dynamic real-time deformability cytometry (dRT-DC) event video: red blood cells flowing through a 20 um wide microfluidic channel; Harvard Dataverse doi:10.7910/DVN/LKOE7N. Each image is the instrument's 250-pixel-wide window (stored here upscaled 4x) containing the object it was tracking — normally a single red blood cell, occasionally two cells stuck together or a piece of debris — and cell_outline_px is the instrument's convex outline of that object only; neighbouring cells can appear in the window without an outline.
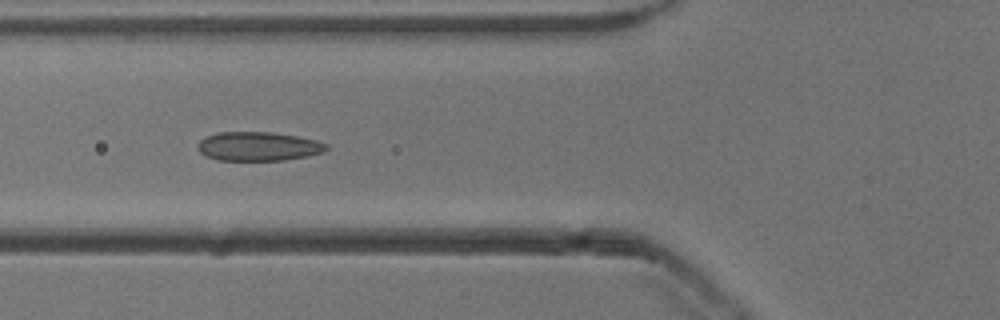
{"species": "common noctule bat (a hibernating species)", "species_latin": "Nyctalus noctula", "temperature_condition": "cold", "stored_images_in_passage": 20, "camera_frame_rate_fps": 3000, "um_per_image_px": 0.085, "animal": {"sex": "male", "body_mass_g": 13.3}, "frame": {"image": 1, "passage_image": 6, "time_ms": 1.667, "image_size_px": [1000, 320], "cell_outline_px": [[328, 148], [324, 152], [308, 156], [284, 160], [220, 160], [208, 156], [200, 152], [196, 148], [200, 140], [208, 136], [220, 132], [272, 132], [296, 136], [316, 140], [328, 144]], "centroid_in_image_um": [21.99, 12.44], "position_along_channel_um": 103.8, "area_um2": 21.62}}
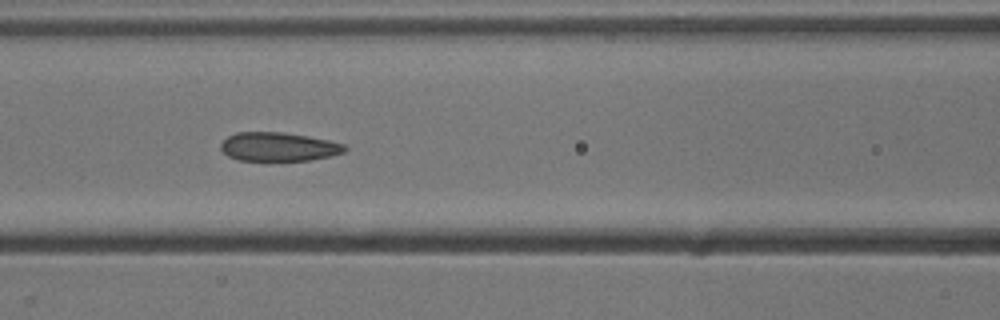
{"frame": {"image": 2, "passage_image": 9, "time_ms": 2.667, "image_size_px": [1000, 320], "cell_outline_px": [[348, 148], [344, 152], [332, 156], [308, 160], [240, 160], [228, 156], [220, 148], [220, 144], [228, 136], [236, 132], [280, 132], [308, 136], [328, 140], [344, 144]], "centroid_in_image_um": [23.68, 12.47], "position_along_channel_um": 142.9, "area_um2": 20.69}}
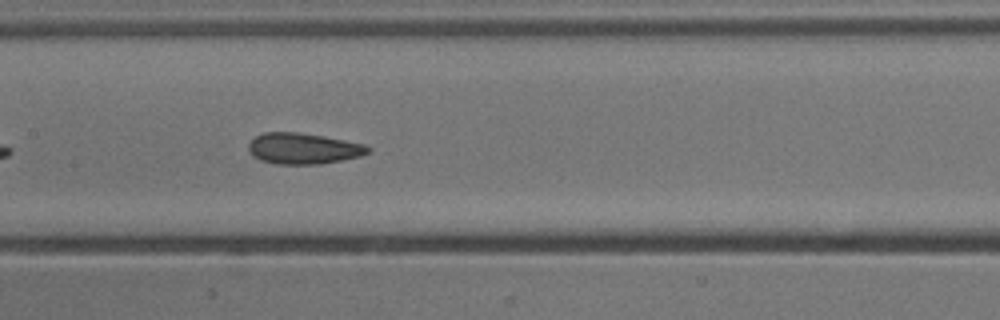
{"frame": {"image": 3, "passage_image": 12, "time_ms": 3.667, "image_size_px": [1000, 320], "cell_outline_px": [[372, 152], [360, 156], [320, 164], [276, 164], [260, 160], [252, 156], [248, 152], [248, 144], [256, 136], [264, 132], [296, 132], [324, 136], [364, 144], [372, 148]], "centroid_in_image_um": [25.77, 12.62], "position_along_channel_um": 181.6, "area_um2": 21.68}}